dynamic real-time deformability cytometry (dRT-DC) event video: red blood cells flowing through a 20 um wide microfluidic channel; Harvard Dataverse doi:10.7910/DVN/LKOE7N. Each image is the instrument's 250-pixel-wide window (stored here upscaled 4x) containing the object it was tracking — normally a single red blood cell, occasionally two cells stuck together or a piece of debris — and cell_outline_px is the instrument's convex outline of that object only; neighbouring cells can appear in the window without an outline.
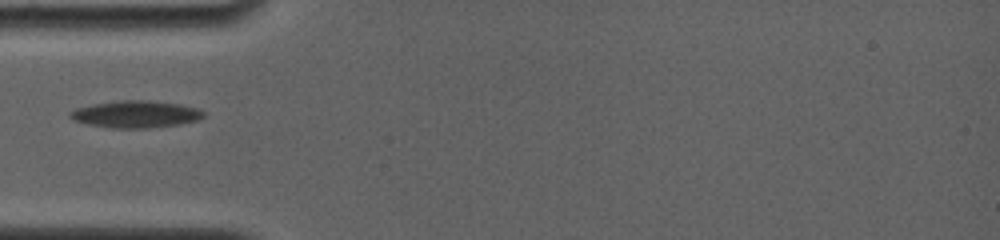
{"species": "common noctule bat (a hibernating species)", "species_latin": "Nyctalus noctula", "temperature_condition": "room temperature", "stored_images_in_passage": 1, "camera_frame_rate_fps": 4000, "um_per_image_px": 0.085, "animal": {"sex": "female", "body_mass_g": 19.0, "forearm_length_mm": 56.7}, "frame": {"image": 1, "passage_image": 1, "time_ms": 0.0, "image_size_px": [1000, 240], "cell_outline_px": [[204, 116], [196, 120], [180, 124], [148, 128], [112, 128], [88, 124], [72, 120], [68, 116], [68, 112], [76, 108], [92, 104], [120, 100], [148, 100], [180, 104], [200, 108], [204, 112]], "centroid_in_image_um": [11.51, 9.7], "position_along_channel_um": 73.5, "area_um2": 21.15}}